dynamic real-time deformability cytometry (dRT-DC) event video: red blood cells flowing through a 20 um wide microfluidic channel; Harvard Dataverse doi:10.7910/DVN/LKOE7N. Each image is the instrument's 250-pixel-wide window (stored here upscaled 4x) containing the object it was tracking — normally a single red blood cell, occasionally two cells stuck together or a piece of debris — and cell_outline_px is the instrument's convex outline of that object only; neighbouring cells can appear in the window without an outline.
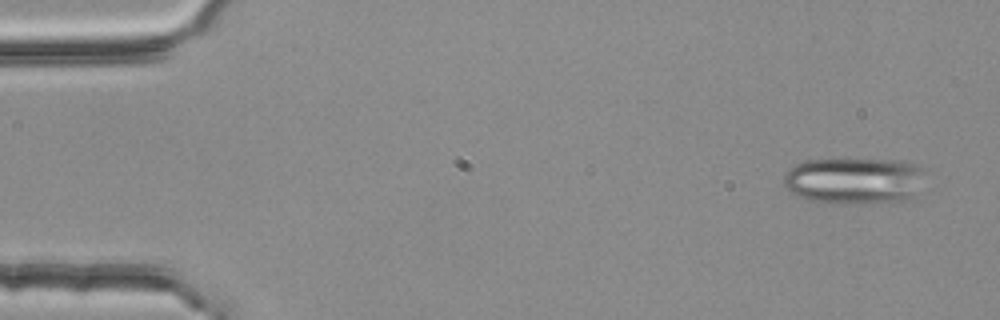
{"species": "common noctule bat (a hibernating species)", "species_latin": "Nyctalus noctula", "temperature_condition": "room temperature", "stored_images_in_passage": 4, "camera_frame_rate_fps": 3000, "um_per_image_px": 0.085, "animal": {"sex": "female", "body_mass_g": 25.1}, "frame": {"image": 1, "passage_image": 1, "time_ms": 0.0, "image_size_px": [1000, 320], "cell_outline_px": [[924, 168], [912, 200], [848, 204], [840, 204], [808, 200], [788, 192], [784, 184], [784, 176], [788, 168], [804, 160], [832, 156], [900, 160], [920, 164]], "centroid_in_image_um": [72.54, 15.3], "position_along_channel_um": 12.5, "area_um2": 39.88}}